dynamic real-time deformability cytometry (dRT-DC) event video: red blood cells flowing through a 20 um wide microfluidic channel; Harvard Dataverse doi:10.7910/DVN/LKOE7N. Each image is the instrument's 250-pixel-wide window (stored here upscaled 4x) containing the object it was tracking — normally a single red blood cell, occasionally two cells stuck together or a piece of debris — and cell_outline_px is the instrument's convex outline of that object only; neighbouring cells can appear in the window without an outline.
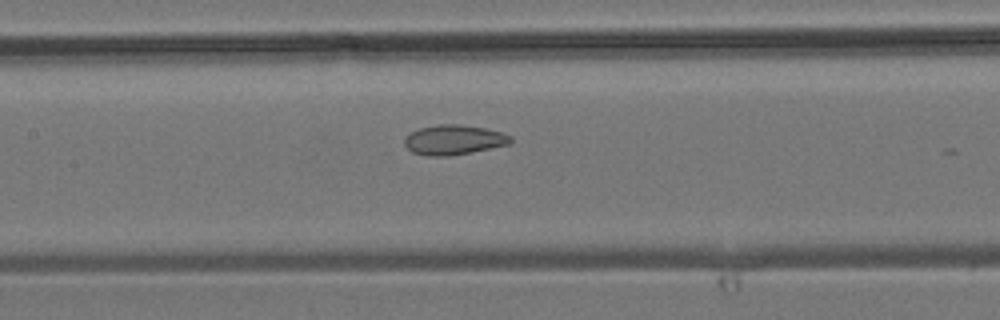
{"species": "common noctule bat (a hibernating species)", "species_latin": "Nyctalus noctula", "temperature_condition": "room temperature", "stored_images_in_passage": 22, "camera_frame_rate_fps": 3000, "um_per_image_px": 0.085, "animal": {"sex": "male", "body_mass_g": 19.2, "forearm_length_mm": 51.8}, "frame": {"image": 1, "passage_image": 21, "time_ms": 6.667, "image_size_px": [1000, 320], "cell_outline_px": [[512, 140], [508, 144], [452, 156], [428, 156], [412, 152], [404, 144], [404, 136], [420, 128], [436, 124], [460, 124], [488, 128], [512, 136]], "centroid_in_image_um": [38.55, 11.88], "position_along_channel_um": 168.8, "area_um2": 18.5}}